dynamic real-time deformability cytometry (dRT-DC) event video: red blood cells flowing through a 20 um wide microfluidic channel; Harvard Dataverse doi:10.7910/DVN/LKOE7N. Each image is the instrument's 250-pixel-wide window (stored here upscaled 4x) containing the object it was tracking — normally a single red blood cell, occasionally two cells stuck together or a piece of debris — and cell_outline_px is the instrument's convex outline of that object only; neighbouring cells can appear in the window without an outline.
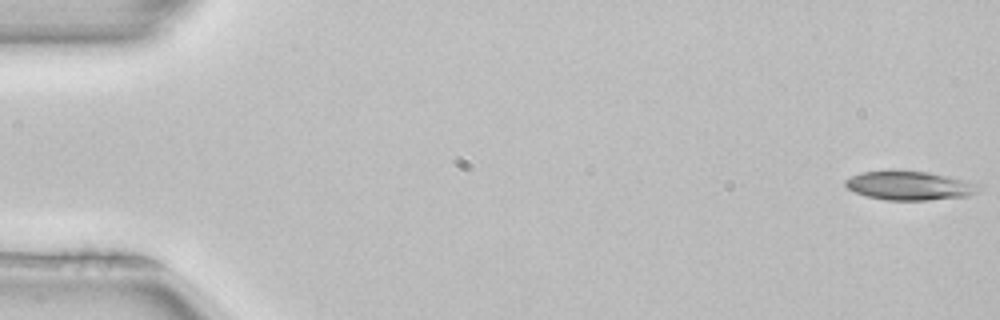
{"species": "common noctule bat (a hibernating species)", "species_latin": "Nyctalus noctula", "temperature_condition": "room temperature", "stored_images_in_passage": 51, "camera_frame_rate_fps": 3000, "um_per_image_px": 0.085, "animal": {"sex": "female", "body_mass_g": 22.7, "forearm_length_mm": 54.2}, "frame": {"image": 1, "passage_image": 1, "time_ms": 0.0, "image_size_px": [1000, 320], "cell_outline_px": [[984, 188], [980, 192], [968, 196], [924, 200], [884, 200], [868, 196], [856, 192], [848, 188], [844, 184], [844, 180], [860, 172], [928, 172], [968, 180], [980, 184]], "centroid_in_image_um": [77.41, 15.79], "position_along_channel_um": 7.6, "area_um2": 22.25}}
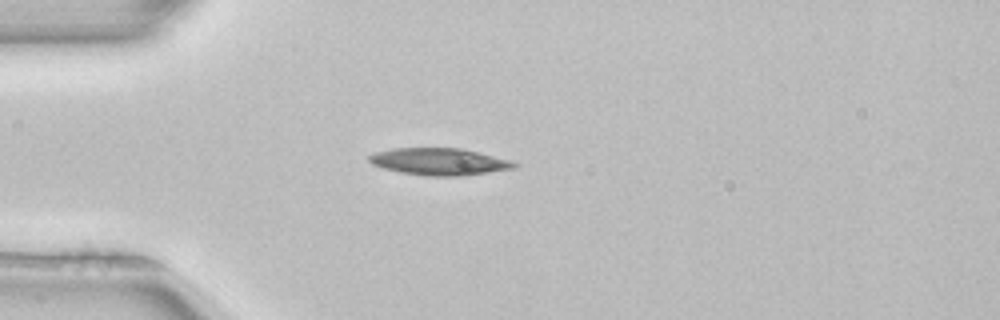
{"frame": {"image": 2, "passage_image": 14, "time_ms": 4.333, "image_size_px": [1000, 320], "cell_outline_px": [[516, 168], [464, 176], [428, 176], [400, 172], [384, 168], [372, 164], [368, 160], [368, 156], [376, 152], [392, 148], [464, 148], [512, 160], [516, 164]], "centroid_in_image_um": [37.37, 13.73], "position_along_channel_um": 47.6, "area_um2": 23.0}}
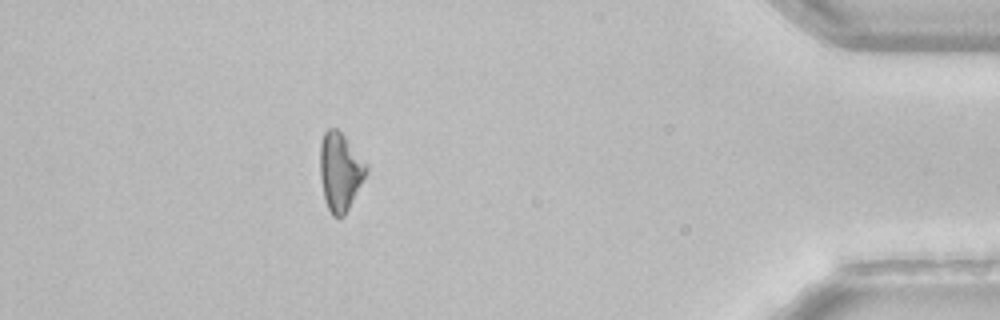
{"frame": {"image": 3, "passage_image": 46, "time_ms": 15.0, "image_size_px": [1000, 320], "cell_outline_px": [[368, 172], [344, 216], [332, 216], [324, 200], [320, 176], [320, 144], [324, 132], [328, 128], [336, 128], [344, 136], [368, 164]], "centroid_in_image_um": [28.91, 14.58], "position_along_channel_um": 406.3, "area_um2": 21.04}, "authors_computed_cell_mechanics": {"area_um2": 21.6172, "velocity_mm_per_s": 3.9854, "shape_relaxation_time_tau1_ms": 3.5507, "shape_relaxation_time_tau2_ms": null, "deformation_change_tau1": 0.135, "deformation_change_tau2": null}}